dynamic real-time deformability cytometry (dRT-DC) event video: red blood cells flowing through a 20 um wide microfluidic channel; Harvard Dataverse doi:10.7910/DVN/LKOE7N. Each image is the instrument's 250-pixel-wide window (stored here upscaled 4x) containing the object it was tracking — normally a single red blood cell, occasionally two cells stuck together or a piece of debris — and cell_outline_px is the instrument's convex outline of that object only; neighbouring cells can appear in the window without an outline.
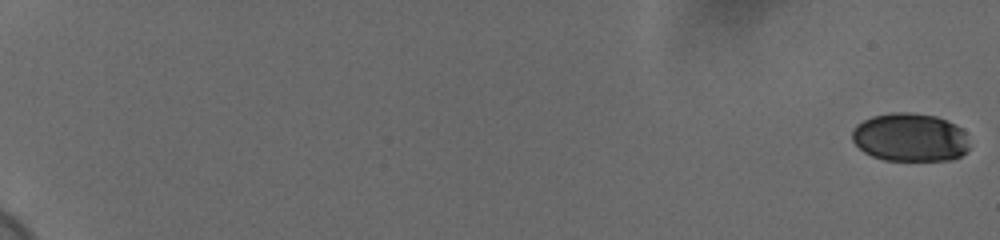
{"species": "human", "species_latin": "Homo sapiens", "temperature_condition": "cold", "stored_images_in_passage": 60, "camera_frame_rate_fps": 3000, "um_per_image_px": 0.085, "donor": {"sex": "female"}, "frame": {"image": 1, "passage_image": 1, "time_ms": 0.0, "image_size_px": [1000, 240], "cell_outline_px": [[968, 152], [952, 160], [884, 160], [872, 156], [864, 152], [852, 140], [852, 132], [856, 124], [872, 116], [892, 112], [912, 112], [936, 116], [956, 124], [964, 132], [968, 144]], "centroid_in_image_um": [77.35, 11.67], "position_along_channel_um": 7.6, "area_um2": 33.18}}
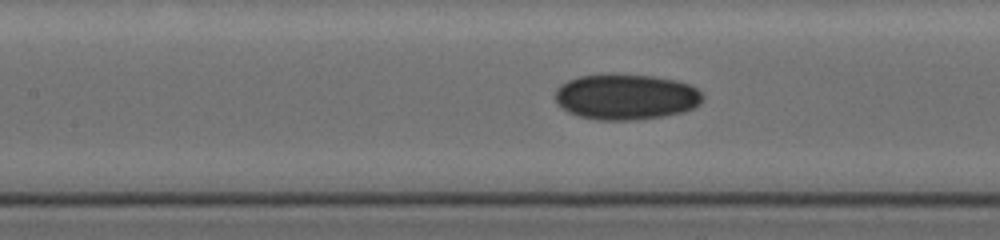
{"frame": {"image": 2, "passage_image": 32, "time_ms": 10.333, "image_size_px": [1000, 240], "cell_outline_px": [[704, 100], [700, 104], [684, 112], [664, 116], [636, 120], [600, 120], [580, 116], [568, 112], [556, 104], [556, 88], [560, 84], [568, 80], [580, 76], [608, 72], [612, 72], [656, 76], [676, 80], [688, 84], [696, 88], [704, 96]], "centroid_in_image_um": [53.2, 8.2], "position_along_channel_um": 154.2, "area_um2": 40.06}}
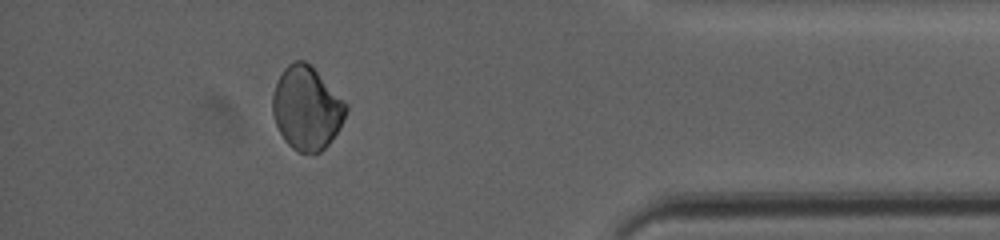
{"frame": {"image": 3, "passage_image": 55, "time_ms": 18.0, "image_size_px": [1000, 240], "cell_outline_px": [[348, 108], [340, 128], [328, 144], [320, 152], [300, 152], [292, 148], [284, 140], [276, 124], [272, 112], [272, 92], [284, 68], [288, 64], [296, 60], [304, 60], [348, 104]], "centroid_in_image_um": [26.06, 9.2], "position_along_channel_um": 409.1, "area_um2": 35.2}, "authors_computed_cell_mechanics": {"area_um2": 35.836, "velocity_mm_per_s": 3.6896, "shape_relaxation_time_tau1_ms": 6.2212, "shape_relaxation_time_tau2_ms": null, "deformation_change_tau1": 0.0678, "deformation_change_tau2": null}}